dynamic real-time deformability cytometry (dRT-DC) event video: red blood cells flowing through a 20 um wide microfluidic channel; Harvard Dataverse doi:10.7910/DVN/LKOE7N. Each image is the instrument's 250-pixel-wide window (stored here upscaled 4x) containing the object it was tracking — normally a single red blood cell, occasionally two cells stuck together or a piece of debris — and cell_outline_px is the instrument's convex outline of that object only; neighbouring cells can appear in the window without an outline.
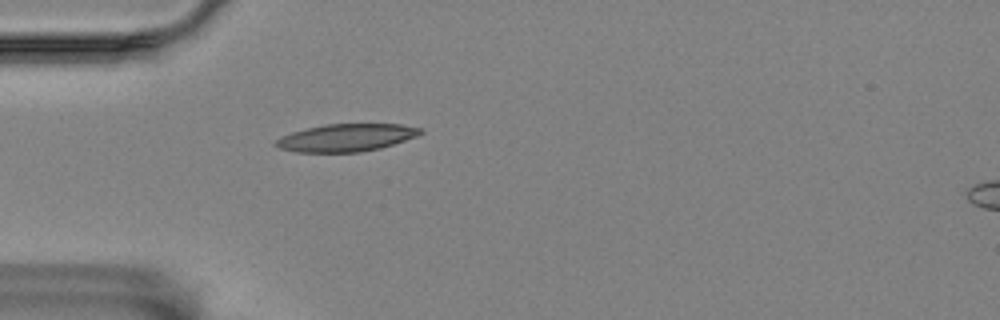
{"species": "Egyptian fruit bat (a non-hibernating species)", "species_latin": "Rousettus aegyptiacus", "temperature_condition": "room temperature", "stored_images_in_passage": 3, "camera_frame_rate_fps": 3000, "um_per_image_px": 0.085, "animal": {"sex": "female"}, "frame": {"image": 1, "passage_image": 3, "time_ms": 5.333, "image_size_px": [1000, 320], "cell_outline_px": [[424, 132], [416, 136], [380, 148], [360, 152], [296, 152], [280, 148], [272, 144], [280, 136], [292, 132], [324, 124], [400, 124], [424, 128]], "centroid_in_image_um": [29.42, 11.7], "position_along_channel_um": 55.6, "area_um2": 23.18}}